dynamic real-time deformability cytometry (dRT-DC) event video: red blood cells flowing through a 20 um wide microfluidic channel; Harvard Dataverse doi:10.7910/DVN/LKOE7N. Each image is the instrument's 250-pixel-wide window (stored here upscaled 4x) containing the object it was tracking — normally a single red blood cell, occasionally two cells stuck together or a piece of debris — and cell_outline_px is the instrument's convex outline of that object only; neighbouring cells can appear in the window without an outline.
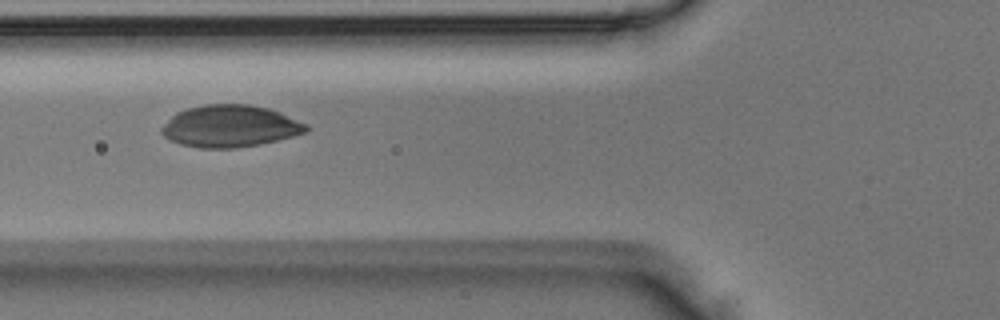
{"species": "Egyptian fruit bat (a non-hibernating species)", "species_latin": "Rousettus aegyptiacus", "temperature_condition": "room temperature", "stored_images_in_passage": 2, "camera_frame_rate_fps": 3000, "um_per_image_px": 0.085, "animal": {"sex": "male"}, "frame": {"image": 1, "passage_image": 2, "time_ms": 0.333, "image_size_px": [1000, 320], "cell_outline_px": [[308, 132], [260, 144], [236, 148], [200, 148], [180, 144], [164, 136], [160, 132], [160, 128], [176, 112], [188, 108], [204, 104], [248, 104], [268, 108], [280, 112], [308, 124]], "centroid_in_image_um": [19.56, 10.72], "position_along_channel_um": 106.2, "area_um2": 35.37}}